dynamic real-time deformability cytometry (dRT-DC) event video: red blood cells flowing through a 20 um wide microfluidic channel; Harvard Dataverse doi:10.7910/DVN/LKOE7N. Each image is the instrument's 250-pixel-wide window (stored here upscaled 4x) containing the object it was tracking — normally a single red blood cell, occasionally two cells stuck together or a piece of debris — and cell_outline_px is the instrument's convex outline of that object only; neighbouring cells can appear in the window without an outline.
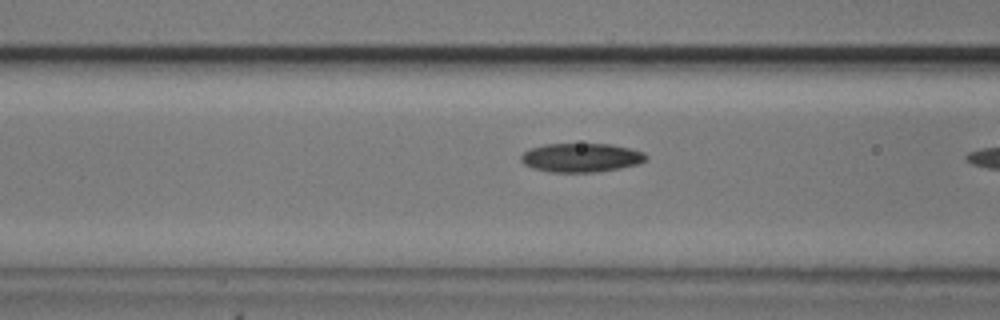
{"species": "common noctule bat (a hibernating species)", "species_latin": "Nyctalus noctula", "temperature_condition": "cold", "stored_images_in_passage": 10, "camera_frame_rate_fps": 3000, "um_per_image_px": 0.085, "animal": {"sex": "male", "body_mass_g": 20.5, "forearm_length_mm": 52.5}, "frame": {"image": 1, "passage_image": 4, "time_ms": 1.0, "image_size_px": [1000, 320], "cell_outline_px": [[648, 160], [640, 164], [620, 168], [596, 172], [548, 172], [532, 168], [524, 164], [520, 160], [520, 156], [528, 148], [544, 144], [612, 144], [644, 152], [648, 156]], "centroid_in_image_um": [49.4, 13.4], "position_along_channel_um": 117.2, "area_um2": 21.33}}